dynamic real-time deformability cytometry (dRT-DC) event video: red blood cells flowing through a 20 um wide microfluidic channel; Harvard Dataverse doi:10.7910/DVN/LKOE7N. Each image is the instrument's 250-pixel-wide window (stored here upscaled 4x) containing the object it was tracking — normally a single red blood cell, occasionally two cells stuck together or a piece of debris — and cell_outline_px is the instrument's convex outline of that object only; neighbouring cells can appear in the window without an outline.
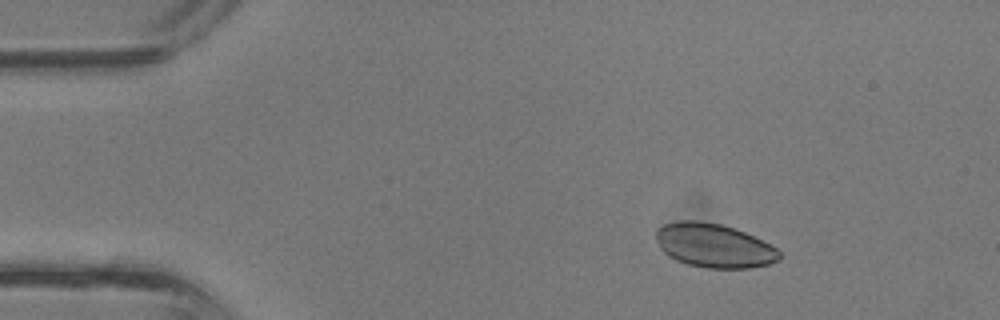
{"species": "common noctule bat (a hibernating species)", "species_latin": "Nyctalus noctula", "temperature_condition": "room temperature", "stored_images_in_passage": 34, "camera_frame_rate_fps": 3000, "um_per_image_px": 0.085, "animal": {"sex": "male", "body_mass_g": 13.3}, "frame": {"image": 1, "passage_image": 2, "time_ms": 0.333, "image_size_px": [1000, 320], "cell_outline_px": [[780, 256], [776, 260], [768, 264], [748, 268], [704, 268], [688, 264], [676, 260], [668, 256], [660, 248], [656, 236], [656, 228], [664, 224], [680, 220], [700, 220], [720, 224], [744, 232], [776, 248], [780, 252]], "centroid_in_image_um": [60.63, 20.87], "position_along_channel_um": 24.4, "area_um2": 31.33}}
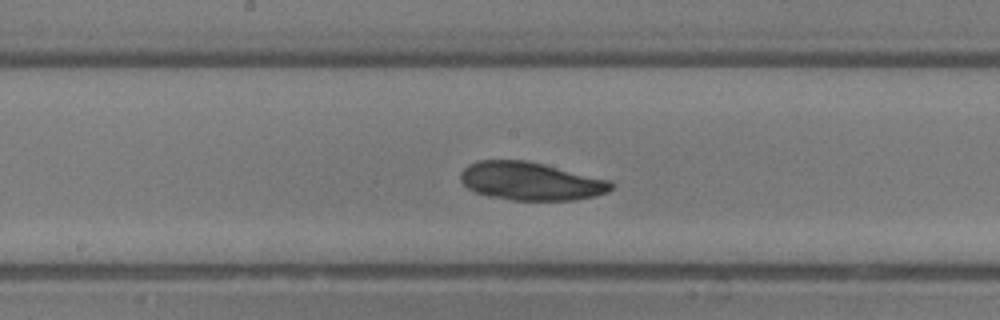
{"frame": {"image": 2, "passage_image": 16, "time_ms": 5.0, "image_size_px": [1000, 320], "cell_outline_px": [[616, 184], [608, 192], [596, 196], [576, 200], [512, 200], [488, 196], [476, 192], [468, 188], [460, 180], [460, 172], [468, 164], [480, 160], [524, 160], [544, 164], [612, 180]], "centroid_in_image_um": [45.15, 15.4], "position_along_channel_um": 203.1, "area_um2": 33.76}}
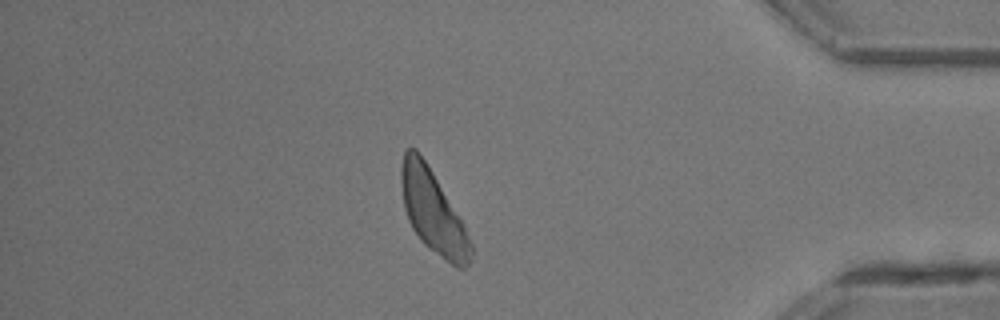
{"frame": {"image": 3, "passage_image": 29, "time_ms": 9.333, "image_size_px": [1000, 320], "cell_outline_px": [[472, 260], [464, 268], [456, 268], [424, 244], [420, 240], [412, 228], [408, 220], [404, 208], [400, 180], [400, 168], [404, 152], [408, 148], [416, 148], [432, 172], [464, 224], [472, 244]], "centroid_in_image_um": [36.79, 18.01], "position_along_channel_um": 398.4, "area_um2": 33.41}}